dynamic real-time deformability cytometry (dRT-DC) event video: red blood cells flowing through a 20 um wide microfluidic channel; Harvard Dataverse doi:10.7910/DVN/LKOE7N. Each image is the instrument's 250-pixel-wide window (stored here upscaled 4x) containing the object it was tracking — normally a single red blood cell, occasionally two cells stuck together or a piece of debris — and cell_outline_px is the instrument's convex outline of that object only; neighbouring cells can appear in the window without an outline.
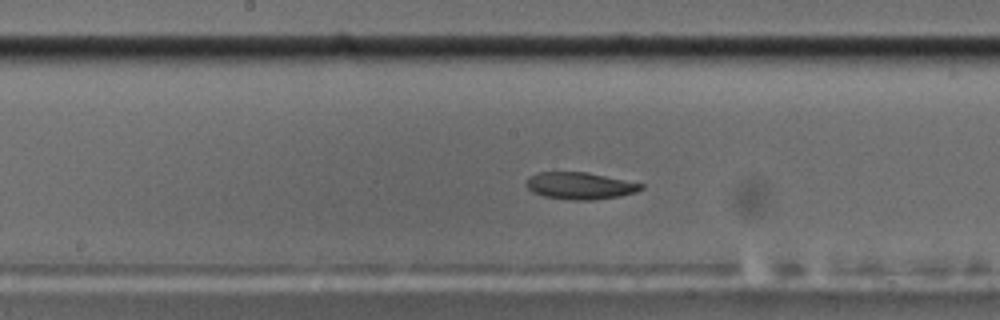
{"species": "common noctule bat (a hibernating species)", "species_latin": "Nyctalus noctula", "temperature_condition": "cold", "stored_images_in_passage": 51, "camera_frame_rate_fps": 3000, "um_per_image_px": 0.085, "animal": {"sex": "male", "body_mass_g": 17.5, "forearm_length_mm": 52.3}, "frame": {"image": 1, "passage_image": 24, "time_ms": 7.667, "image_size_px": [1000, 320], "cell_outline_px": [[644, 188], [636, 192], [620, 196], [592, 200], [572, 200], [544, 196], [532, 192], [524, 184], [528, 176], [536, 172], [588, 172], [644, 184]], "centroid_in_image_um": [49.27, 15.78], "position_along_channel_um": 198.9, "area_um2": 18.21}}
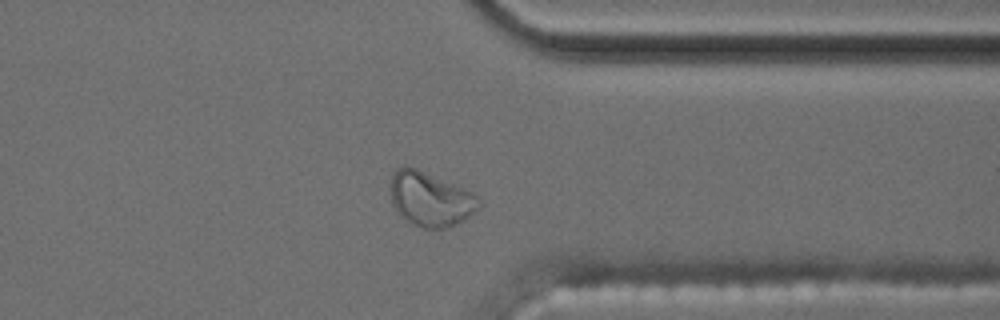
{"frame": {"image": 2, "passage_image": 39, "time_ms": 12.667, "image_size_px": [1000, 320], "cell_outline_px": [[480, 208], [456, 224], [444, 228], [424, 228], [412, 224], [404, 220], [396, 212], [392, 204], [392, 172], [396, 168], [404, 164], [408, 164], [464, 188], [472, 192], [480, 200]], "centroid_in_image_um": [36.55, 16.9], "position_along_channel_um": 374.8, "area_um2": 28.15}}
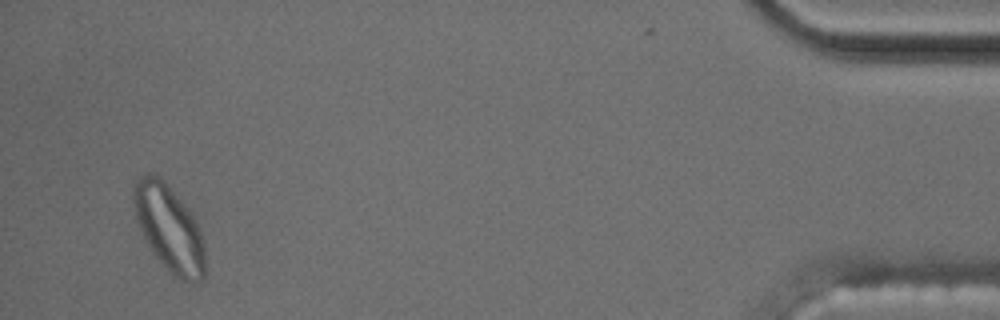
{"frame": {"image": 3, "passage_image": 49, "time_ms": 16.0, "image_size_px": [1000, 320], "cell_outline_px": [[204, 276], [200, 280], [192, 284], [180, 280], [152, 252], [140, 228], [136, 216], [132, 200], [132, 184], [144, 172], [152, 172], [164, 180], [180, 200], [192, 216], [200, 232], [204, 244]], "centroid_in_image_um": [14.34, 19.36], "position_along_channel_um": 420.9, "area_um2": 35.37}, "authors_computed_cell_mechanics": {"area_um2": 19.1318, "velocity_mm_per_s": 3.5735, "shape_relaxation_time_tau1_ms": null, "shape_relaxation_time_tau2_ms": 5.8857, "deformation_change_tau1": null, "deformation_change_tau2": 0.1252}}